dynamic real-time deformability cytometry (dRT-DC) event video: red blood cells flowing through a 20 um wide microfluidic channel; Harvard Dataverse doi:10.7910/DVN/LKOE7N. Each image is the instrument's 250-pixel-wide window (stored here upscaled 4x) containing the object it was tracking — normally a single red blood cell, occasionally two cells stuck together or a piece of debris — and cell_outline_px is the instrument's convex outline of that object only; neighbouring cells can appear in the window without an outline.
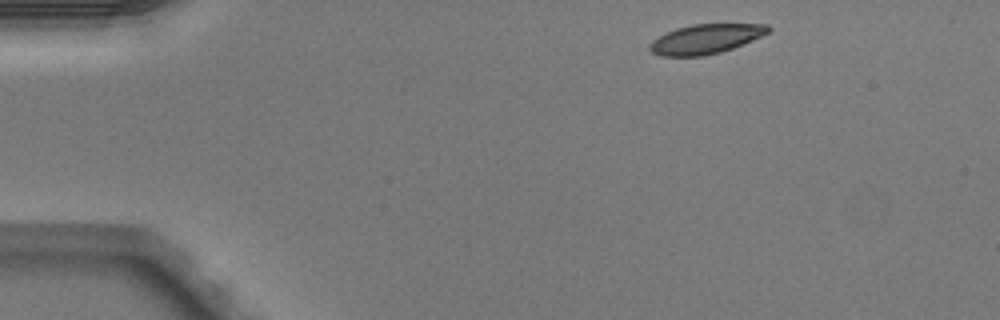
{"species": "Egyptian fruit bat (a non-hibernating species)", "species_latin": "Rousettus aegyptiacus", "temperature_condition": "warm", "stored_images_in_passage": 4, "segment_of_instrument_passage": [1, 2], "camera_frame_rate_fps": 3000, "um_per_image_px": 0.085, "animal": {"sex": "male"}, "frame": {"image": 1, "passage_image": 1, "time_ms": 0.0, "image_size_px": [1000, 320], "cell_outline_px": [[772, 28], [768, 32], [752, 40], [732, 48], [720, 52], [704, 56], [660, 56], [652, 52], [648, 48], [648, 44], [652, 40], [676, 28], [692, 24], [768, 24]], "centroid_in_image_um": [59.96, 3.31], "position_along_channel_um": 25.0, "area_um2": 20.29}}